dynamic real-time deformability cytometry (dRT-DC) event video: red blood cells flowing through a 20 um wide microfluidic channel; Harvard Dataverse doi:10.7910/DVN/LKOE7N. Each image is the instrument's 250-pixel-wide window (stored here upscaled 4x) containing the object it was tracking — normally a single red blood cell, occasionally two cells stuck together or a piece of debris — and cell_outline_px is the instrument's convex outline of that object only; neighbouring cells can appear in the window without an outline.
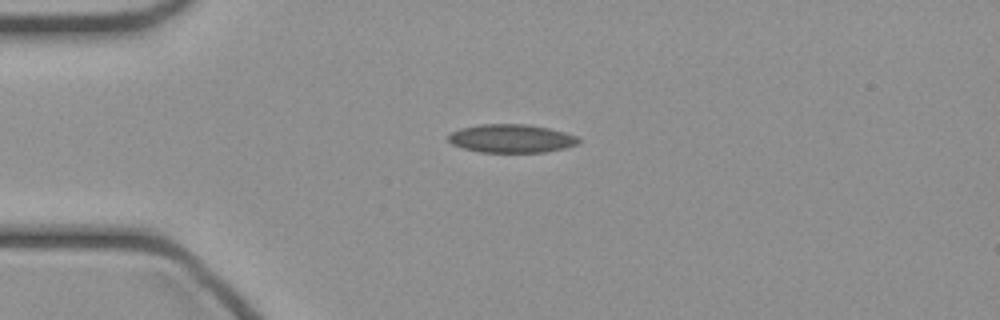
{"species": "common noctule bat (a hibernating species)", "species_latin": "Nyctalus noctula", "temperature_condition": "cold", "stored_images_in_passage": 37, "camera_frame_rate_fps": 3000, "um_per_image_px": 0.085, "animal": {"sex": "female", "body_mass_g": 21.9}, "frame": {"image": 1, "passage_image": 1, "time_ms": 0.0, "image_size_px": [1000, 320], "cell_outline_px": [[580, 144], [564, 148], [544, 152], [480, 152], [464, 148], [452, 144], [448, 140], [448, 136], [452, 132], [460, 128], [480, 124], [528, 124], [548, 128], [564, 132], [576, 136], [580, 140]], "centroid_in_image_um": [43.47, 11.77], "position_along_channel_um": 41.5, "area_um2": 21.5}}
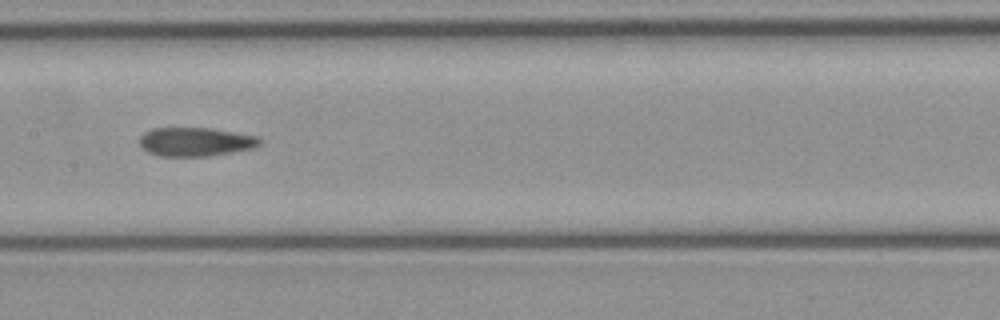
{"frame": {"image": 2, "passage_image": 13, "time_ms": 4.0, "image_size_px": [1000, 320], "cell_outline_px": [[264, 140], [260, 144], [252, 148], [232, 152], [208, 156], [160, 156], [148, 152], [140, 148], [140, 136], [144, 132], [152, 128], [212, 128], [260, 136]], "centroid_in_image_um": [16.63, 12.04], "position_along_channel_um": 190.8, "area_um2": 20.4}}
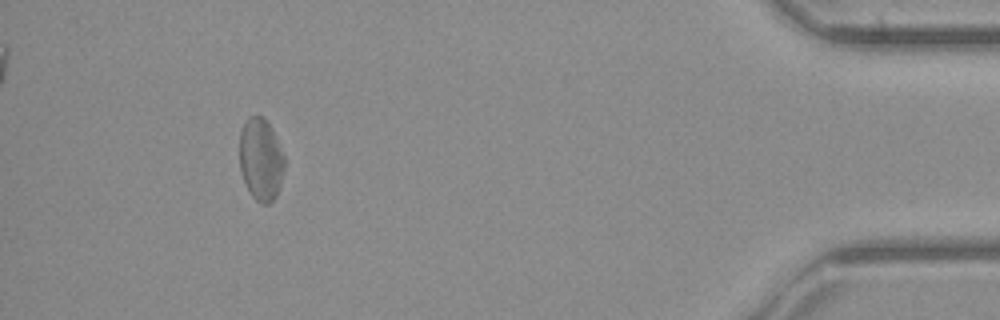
{"frame": {"image": 3, "passage_image": 33, "time_ms": 10.667, "image_size_px": [1000, 320], "cell_outline_px": [[284, 168], [280, 188], [276, 196], [268, 204], [260, 204], [252, 196], [240, 172], [240, 132], [248, 116], [264, 116], [272, 128], [284, 156]], "centroid_in_image_um": [22.18, 13.55], "position_along_channel_um": 413.0, "area_um2": 21.62}}